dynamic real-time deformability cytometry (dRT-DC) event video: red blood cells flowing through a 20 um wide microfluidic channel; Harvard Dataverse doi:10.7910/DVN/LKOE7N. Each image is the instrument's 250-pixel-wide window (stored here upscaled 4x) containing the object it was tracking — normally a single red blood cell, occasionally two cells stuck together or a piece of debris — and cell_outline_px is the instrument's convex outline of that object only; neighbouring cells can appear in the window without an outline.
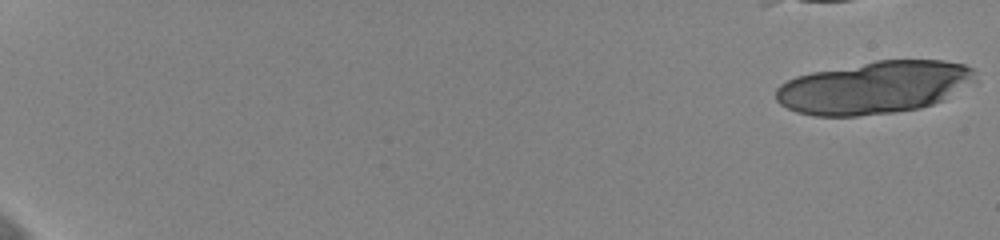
{"species": "human", "species_latin": "Homo sapiens", "temperature_condition": "cold", "stored_images_in_passage": 22, "camera_frame_rate_fps": 3000, "um_per_image_px": 0.085, "donor": {"sex": "female"}, "frame": {"image": 1, "passage_image": 1, "time_ms": 0.0, "image_size_px": [1000, 240], "cell_outline_px": [[976, 80], [944, 100], [920, 108], [892, 112], [856, 116], [816, 116], [796, 112], [780, 104], [776, 100], [776, 88], [780, 84], [796, 76], [812, 72], [876, 60], [944, 60], [964, 64], [972, 68], [976, 72]], "centroid_in_image_um": [74.32, 7.43], "position_along_channel_um": 10.7, "area_um2": 61.09}}